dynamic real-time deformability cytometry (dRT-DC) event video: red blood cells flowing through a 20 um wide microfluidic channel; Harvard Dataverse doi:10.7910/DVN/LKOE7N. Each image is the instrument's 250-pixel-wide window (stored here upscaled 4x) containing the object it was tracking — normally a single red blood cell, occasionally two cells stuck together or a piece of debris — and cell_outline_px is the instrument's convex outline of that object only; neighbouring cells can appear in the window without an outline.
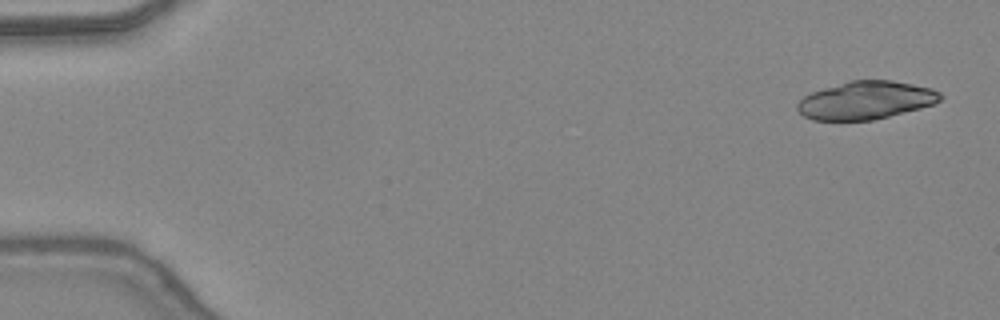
{"species": "common noctule bat (a hibernating species)", "species_latin": "Nyctalus noctula", "temperature_condition": "warm", "stored_images_in_passage": 46, "segment_of_instrument_passage": [1, 2], "camera_frame_rate_fps": 3000, "um_per_image_px": 0.085, "animal": {"sex": "female", "body_mass_g": 24.6, "forearm_length_mm": 56.2}, "frame": {"image": 1, "passage_image": 1, "time_ms": 0.0, "image_size_px": [1000, 320], "cell_outline_px": [[944, 96], [936, 104], [872, 120], [812, 120], [804, 116], [796, 108], [796, 104], [804, 96], [812, 92], [824, 88], [852, 80], [892, 80], [932, 88], [940, 92]], "centroid_in_image_um": [73.62, 8.52], "position_along_channel_um": 11.4, "area_um2": 31.56}}